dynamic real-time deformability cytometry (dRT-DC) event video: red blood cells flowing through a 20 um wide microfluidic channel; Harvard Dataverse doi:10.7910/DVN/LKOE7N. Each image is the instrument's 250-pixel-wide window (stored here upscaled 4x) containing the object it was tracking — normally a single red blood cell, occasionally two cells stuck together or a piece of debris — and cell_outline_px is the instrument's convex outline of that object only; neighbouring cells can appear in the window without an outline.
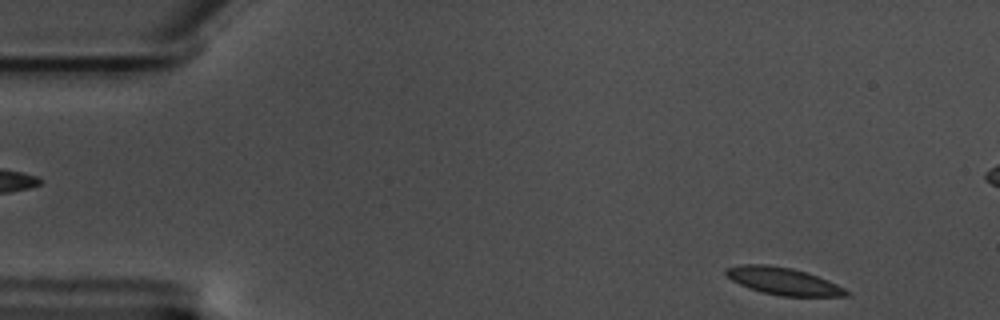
{"species": "common noctule bat (a hibernating species)", "species_latin": "Nyctalus noctula", "temperature_condition": "warm", "stored_images_in_passage": 56, "camera_frame_rate_fps": 3000, "um_per_image_px": 0.085, "animal": {"sex": "male", "body_mass_g": 17.5, "forearm_length_mm": 52.3}, "frame": {"image": 1, "passage_image": 2, "time_ms": 0.333, "image_size_px": [1000, 320], "cell_outline_px": [[848, 296], [780, 296], [760, 292], [740, 284], [732, 280], [724, 272], [724, 268], [740, 264], [764, 264], [792, 268], [828, 280], [844, 288], [848, 292]], "centroid_in_image_um": [66.53, 23.89], "position_along_channel_um": 18.5, "area_um2": 18.96}}
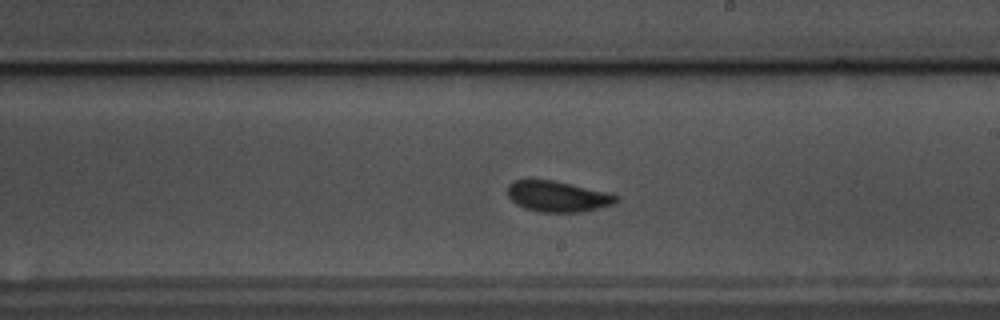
{"frame": {"image": 2, "passage_image": 30, "time_ms": 9.667, "image_size_px": [1000, 320], "cell_outline_px": [[616, 200], [612, 204], [600, 208], [580, 212], [536, 212], [524, 208], [516, 204], [508, 196], [508, 184], [512, 180], [552, 180], [612, 192], [616, 196]], "centroid_in_image_um": [47.39, 16.69], "position_along_channel_um": 241.6, "area_um2": 19.59}}
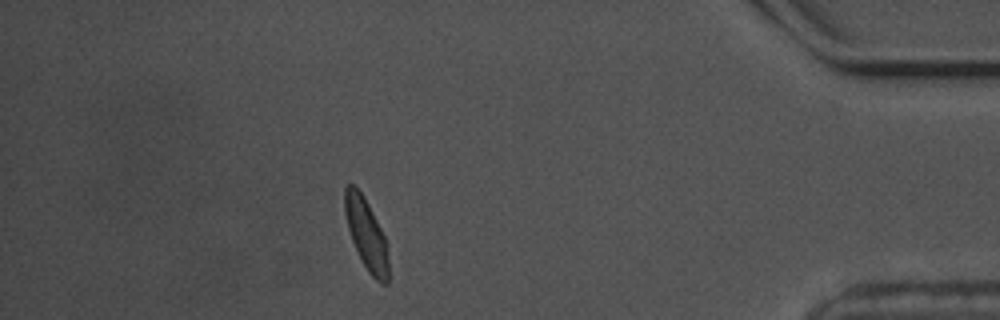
{"frame": {"image": 3, "passage_image": 48, "time_ms": 15.667, "image_size_px": [1000, 320], "cell_outline_px": [[388, 284], [380, 284], [368, 272], [352, 240], [348, 228], [344, 212], [344, 188], [348, 184], [352, 184], [364, 196], [384, 236], [388, 260]], "centroid_in_image_um": [31.12, 19.9], "position_along_channel_um": 404.1, "area_um2": 17.69}, "authors_computed_cell_mechanics": {"area_um2": 19.1029, "velocity_mm_per_s": 3.4825, "shape_relaxation_time_tau1_ms": 2.4152, "shape_relaxation_time_tau2_ms": 1.069, "deformation_change_tau1": 0.1087, "deformation_change_tau2": 0.0561}}